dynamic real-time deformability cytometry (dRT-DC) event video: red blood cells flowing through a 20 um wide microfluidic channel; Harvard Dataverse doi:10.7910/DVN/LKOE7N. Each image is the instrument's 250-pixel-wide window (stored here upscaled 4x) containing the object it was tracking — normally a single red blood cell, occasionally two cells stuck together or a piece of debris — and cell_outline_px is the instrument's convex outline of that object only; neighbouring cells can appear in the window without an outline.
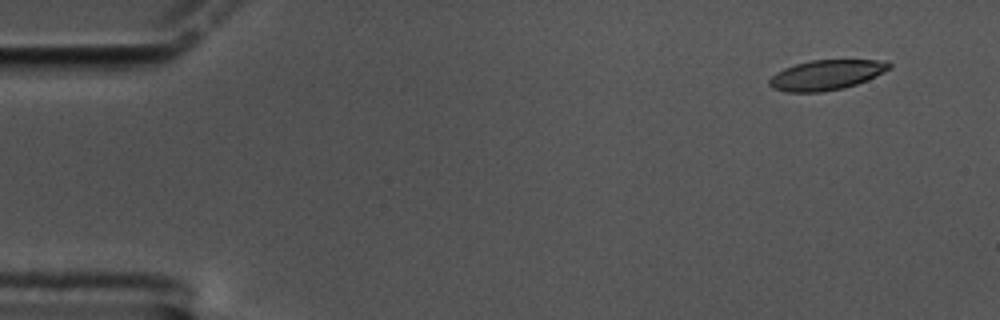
{"species": "common noctule bat (a hibernating species)", "species_latin": "Nyctalus noctula", "temperature_condition": "cold", "stored_images_in_passage": 11, "camera_frame_rate_fps": 3000, "um_per_image_px": 0.085, "animal": {"sex": "male", "body_mass_g": 17.5, "forearm_length_mm": 52.3}, "frame": {"image": 1, "passage_image": 2, "time_ms": 0.333, "image_size_px": [1000, 320], "cell_outline_px": [[884, 68], [872, 76], [852, 84], [832, 88], [788, 88], [824, 60], [864, 60]], "centroid_in_image_um": [71.15, 6.29], "position_along_channel_um": 13.8, "area_um2": 12.37}}